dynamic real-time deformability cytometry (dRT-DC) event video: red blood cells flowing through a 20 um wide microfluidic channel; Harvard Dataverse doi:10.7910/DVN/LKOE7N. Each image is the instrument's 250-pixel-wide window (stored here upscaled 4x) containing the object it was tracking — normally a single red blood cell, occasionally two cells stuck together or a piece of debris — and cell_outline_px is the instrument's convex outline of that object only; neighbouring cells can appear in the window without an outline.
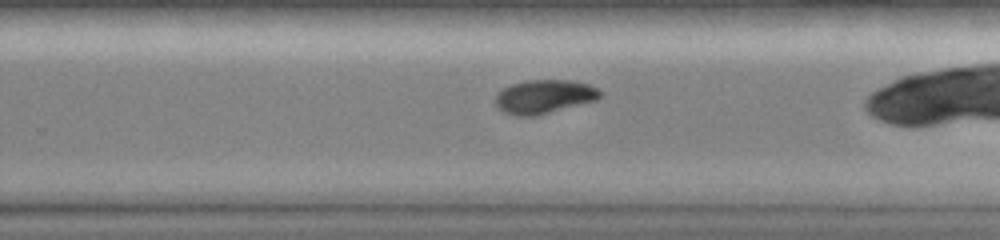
{"species": "common noctule bat (a hibernating species)", "species_latin": "Nyctalus noctula", "temperature_condition": "room temperature", "stored_images_in_passage": 23, "camera_frame_rate_fps": 3000, "um_per_image_px": 0.085, "animal": {"sex": "female", "body_mass_g": 19.0, "forearm_length_mm": 51.5}, "frame": {"image": 1, "passage_image": 16, "time_ms": 7.333, "image_size_px": [1000, 240], "cell_outline_px": [[600, 96], [596, 100], [536, 116], [516, 116], [504, 112], [496, 104], [496, 96], [504, 88], [512, 84], [524, 80], [572, 80], [588, 84], [596, 88], [600, 92]], "centroid_in_image_um": [46.25, 8.21], "position_along_channel_um": 283.5, "area_um2": 20.35}}
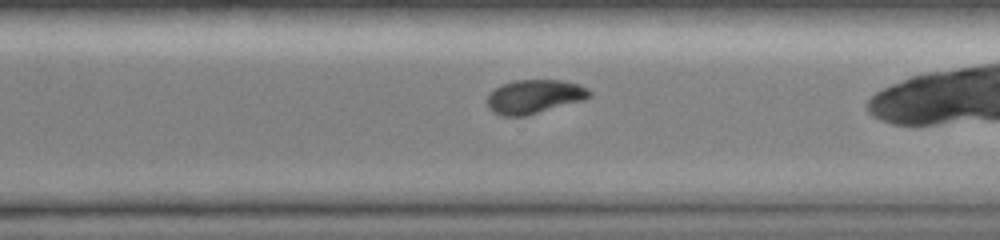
{"frame": {"image": 2, "passage_image": 20, "time_ms": 8.333, "image_size_px": [1000, 240], "cell_outline_px": [[592, 96], [584, 100], [524, 116], [504, 116], [492, 112], [488, 108], [488, 96], [500, 84], [516, 80], [564, 80], [580, 84], [588, 88], [592, 92]], "centroid_in_image_um": [45.45, 8.2], "position_along_channel_um": 325.1, "area_um2": 20.23}}